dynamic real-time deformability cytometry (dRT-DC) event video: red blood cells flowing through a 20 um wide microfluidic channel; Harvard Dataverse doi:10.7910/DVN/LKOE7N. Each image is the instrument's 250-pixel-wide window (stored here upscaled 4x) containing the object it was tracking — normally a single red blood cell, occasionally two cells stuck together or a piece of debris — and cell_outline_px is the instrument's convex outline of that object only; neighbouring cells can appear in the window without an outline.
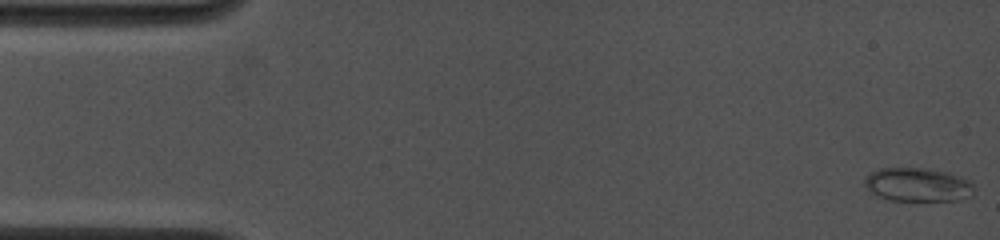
{"species": "common noctule bat (a hibernating species)", "species_latin": "Nyctalus noctula", "temperature_condition": "cold", "stored_images_in_passage": 70, "camera_frame_rate_fps": 4500, "um_per_image_px": 0.085, "animal": {"sex": "female", "body_mass_g": 19.0, "forearm_length_mm": 53.3}, "frame": {"image": 1, "passage_image": 1, "time_ms": 0.0, "image_size_px": [1000, 240], "cell_outline_px": [[976, 188], [972, 196], [956, 200], [888, 200], [872, 192], [864, 184], [864, 176], [880, 168], [924, 168], [948, 172], [972, 180]], "centroid_in_image_um": [78.07, 15.69], "position_along_channel_um": 6.9, "area_um2": 21.62}}
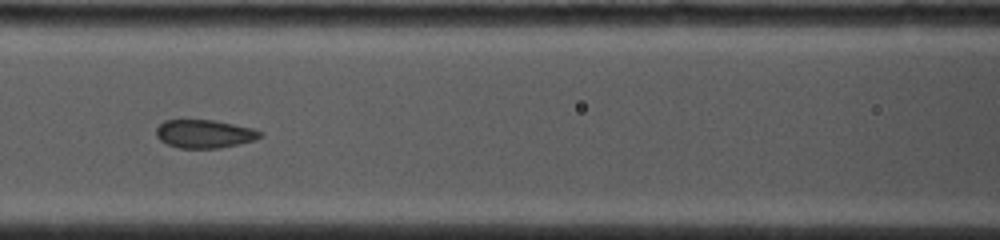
{"frame": {"image": 2, "passage_image": 31, "time_ms": 6.667, "image_size_px": [1000, 240], "cell_outline_px": [[264, 136], [252, 140], [220, 148], [180, 148], [168, 144], [160, 140], [156, 136], [156, 128], [164, 120], [212, 120], [252, 128], [264, 132]], "centroid_in_image_um": [17.37, 11.37], "position_along_channel_um": 149.2, "area_um2": 16.99}}
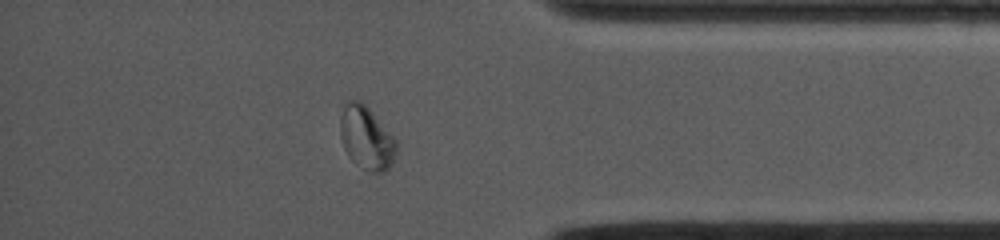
{"frame": {"image": 3, "passage_image": 60, "time_ms": 13.111, "image_size_px": [1000, 240], "cell_outline_px": [[400, 148], [392, 164], [384, 172], [372, 172], [360, 168], [348, 156], [344, 148], [340, 136], [340, 116], [348, 100], [360, 100], [372, 112], [400, 144]], "centroid_in_image_um": [31.18, 11.76], "position_along_channel_um": 404.0, "area_um2": 20.92}}